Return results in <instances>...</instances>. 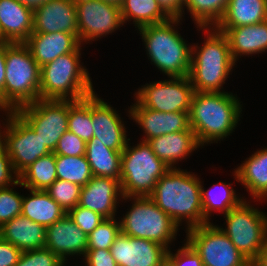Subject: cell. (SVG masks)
I'll use <instances>...</instances> for the list:
<instances>
[{"label":"cell","mask_w":267,"mask_h":266,"mask_svg":"<svg viewBox=\"0 0 267 266\" xmlns=\"http://www.w3.org/2000/svg\"><path fill=\"white\" fill-rule=\"evenodd\" d=\"M231 92H194L189 112L190 128L203 148L230 136L240 121L242 104Z\"/></svg>","instance_id":"cell-2"},{"label":"cell","mask_w":267,"mask_h":266,"mask_svg":"<svg viewBox=\"0 0 267 266\" xmlns=\"http://www.w3.org/2000/svg\"><path fill=\"white\" fill-rule=\"evenodd\" d=\"M176 224L186 230L208 223L203 217L201 180L193 172L170 168L148 196ZM184 220V221H183Z\"/></svg>","instance_id":"cell-1"},{"label":"cell","mask_w":267,"mask_h":266,"mask_svg":"<svg viewBox=\"0 0 267 266\" xmlns=\"http://www.w3.org/2000/svg\"><path fill=\"white\" fill-rule=\"evenodd\" d=\"M147 142L154 154L169 168H176L179 161L187 159L201 146L192 130L169 133Z\"/></svg>","instance_id":"cell-24"},{"label":"cell","mask_w":267,"mask_h":266,"mask_svg":"<svg viewBox=\"0 0 267 266\" xmlns=\"http://www.w3.org/2000/svg\"><path fill=\"white\" fill-rule=\"evenodd\" d=\"M166 260L172 266H203L200 255L187 241L174 254L168 249Z\"/></svg>","instance_id":"cell-42"},{"label":"cell","mask_w":267,"mask_h":266,"mask_svg":"<svg viewBox=\"0 0 267 266\" xmlns=\"http://www.w3.org/2000/svg\"><path fill=\"white\" fill-rule=\"evenodd\" d=\"M6 68V42H0V106L4 109V82Z\"/></svg>","instance_id":"cell-47"},{"label":"cell","mask_w":267,"mask_h":266,"mask_svg":"<svg viewBox=\"0 0 267 266\" xmlns=\"http://www.w3.org/2000/svg\"><path fill=\"white\" fill-rule=\"evenodd\" d=\"M17 1L34 11L50 0H17Z\"/></svg>","instance_id":"cell-49"},{"label":"cell","mask_w":267,"mask_h":266,"mask_svg":"<svg viewBox=\"0 0 267 266\" xmlns=\"http://www.w3.org/2000/svg\"><path fill=\"white\" fill-rule=\"evenodd\" d=\"M102 2H106V3H110V4H114L118 7H120V5L122 4L123 0H100Z\"/></svg>","instance_id":"cell-50"},{"label":"cell","mask_w":267,"mask_h":266,"mask_svg":"<svg viewBox=\"0 0 267 266\" xmlns=\"http://www.w3.org/2000/svg\"><path fill=\"white\" fill-rule=\"evenodd\" d=\"M194 89L189 76L147 83L134 94L145 108L161 112L190 111Z\"/></svg>","instance_id":"cell-13"},{"label":"cell","mask_w":267,"mask_h":266,"mask_svg":"<svg viewBox=\"0 0 267 266\" xmlns=\"http://www.w3.org/2000/svg\"><path fill=\"white\" fill-rule=\"evenodd\" d=\"M57 179L85 186L93 177L90 164L85 155L63 156L56 155Z\"/></svg>","instance_id":"cell-34"},{"label":"cell","mask_w":267,"mask_h":266,"mask_svg":"<svg viewBox=\"0 0 267 266\" xmlns=\"http://www.w3.org/2000/svg\"><path fill=\"white\" fill-rule=\"evenodd\" d=\"M82 186L56 179L45 191L66 213L79 204Z\"/></svg>","instance_id":"cell-36"},{"label":"cell","mask_w":267,"mask_h":266,"mask_svg":"<svg viewBox=\"0 0 267 266\" xmlns=\"http://www.w3.org/2000/svg\"><path fill=\"white\" fill-rule=\"evenodd\" d=\"M180 20L170 18L165 22L137 29L145 45L148 60L168 78L189 76L191 68L192 45L187 44L177 30Z\"/></svg>","instance_id":"cell-4"},{"label":"cell","mask_w":267,"mask_h":266,"mask_svg":"<svg viewBox=\"0 0 267 266\" xmlns=\"http://www.w3.org/2000/svg\"><path fill=\"white\" fill-rule=\"evenodd\" d=\"M185 238L200 255L203 266H251L219 225L210 222L190 228Z\"/></svg>","instance_id":"cell-10"},{"label":"cell","mask_w":267,"mask_h":266,"mask_svg":"<svg viewBox=\"0 0 267 266\" xmlns=\"http://www.w3.org/2000/svg\"><path fill=\"white\" fill-rule=\"evenodd\" d=\"M15 112L54 152L60 137L68 130L69 100H43L23 105Z\"/></svg>","instance_id":"cell-12"},{"label":"cell","mask_w":267,"mask_h":266,"mask_svg":"<svg viewBox=\"0 0 267 266\" xmlns=\"http://www.w3.org/2000/svg\"><path fill=\"white\" fill-rule=\"evenodd\" d=\"M121 199L123 195L119 180L93 176L85 186H82L78 205L105 218H114Z\"/></svg>","instance_id":"cell-19"},{"label":"cell","mask_w":267,"mask_h":266,"mask_svg":"<svg viewBox=\"0 0 267 266\" xmlns=\"http://www.w3.org/2000/svg\"><path fill=\"white\" fill-rule=\"evenodd\" d=\"M120 12L124 24L133 20L135 28L138 29L162 23L171 18L157 0H123Z\"/></svg>","instance_id":"cell-31"},{"label":"cell","mask_w":267,"mask_h":266,"mask_svg":"<svg viewBox=\"0 0 267 266\" xmlns=\"http://www.w3.org/2000/svg\"><path fill=\"white\" fill-rule=\"evenodd\" d=\"M122 151L104 146L101 142H86L88 163L93 176L108 177L120 181Z\"/></svg>","instance_id":"cell-29"},{"label":"cell","mask_w":267,"mask_h":266,"mask_svg":"<svg viewBox=\"0 0 267 266\" xmlns=\"http://www.w3.org/2000/svg\"><path fill=\"white\" fill-rule=\"evenodd\" d=\"M0 237L22 252L41 249L45 247L46 227L21 214L0 227Z\"/></svg>","instance_id":"cell-26"},{"label":"cell","mask_w":267,"mask_h":266,"mask_svg":"<svg viewBox=\"0 0 267 266\" xmlns=\"http://www.w3.org/2000/svg\"><path fill=\"white\" fill-rule=\"evenodd\" d=\"M121 155L120 185L123 197L149 196L158 180L170 169L152 151L148 142L130 146Z\"/></svg>","instance_id":"cell-7"},{"label":"cell","mask_w":267,"mask_h":266,"mask_svg":"<svg viewBox=\"0 0 267 266\" xmlns=\"http://www.w3.org/2000/svg\"><path fill=\"white\" fill-rule=\"evenodd\" d=\"M90 110L94 135L88 142H101L113 150L123 151L129 138L124 121L117 110L98 97L97 93L90 95Z\"/></svg>","instance_id":"cell-15"},{"label":"cell","mask_w":267,"mask_h":266,"mask_svg":"<svg viewBox=\"0 0 267 266\" xmlns=\"http://www.w3.org/2000/svg\"><path fill=\"white\" fill-rule=\"evenodd\" d=\"M206 39L191 48L189 78L194 92H226L223 85L237 65L232 59L226 36L215 27L199 28ZM198 44V45H197Z\"/></svg>","instance_id":"cell-3"},{"label":"cell","mask_w":267,"mask_h":266,"mask_svg":"<svg viewBox=\"0 0 267 266\" xmlns=\"http://www.w3.org/2000/svg\"><path fill=\"white\" fill-rule=\"evenodd\" d=\"M81 46L41 67L40 99L77 101L95 93L92 78L80 60Z\"/></svg>","instance_id":"cell-5"},{"label":"cell","mask_w":267,"mask_h":266,"mask_svg":"<svg viewBox=\"0 0 267 266\" xmlns=\"http://www.w3.org/2000/svg\"><path fill=\"white\" fill-rule=\"evenodd\" d=\"M160 266H172L167 260H165Z\"/></svg>","instance_id":"cell-52"},{"label":"cell","mask_w":267,"mask_h":266,"mask_svg":"<svg viewBox=\"0 0 267 266\" xmlns=\"http://www.w3.org/2000/svg\"><path fill=\"white\" fill-rule=\"evenodd\" d=\"M55 155L83 156L86 153V142L70 131H66L59 139L53 152Z\"/></svg>","instance_id":"cell-41"},{"label":"cell","mask_w":267,"mask_h":266,"mask_svg":"<svg viewBox=\"0 0 267 266\" xmlns=\"http://www.w3.org/2000/svg\"><path fill=\"white\" fill-rule=\"evenodd\" d=\"M267 213L243 200L224 215L226 227L219 226L239 252L252 263L267 241Z\"/></svg>","instance_id":"cell-9"},{"label":"cell","mask_w":267,"mask_h":266,"mask_svg":"<svg viewBox=\"0 0 267 266\" xmlns=\"http://www.w3.org/2000/svg\"><path fill=\"white\" fill-rule=\"evenodd\" d=\"M251 266H267V241L259 251L256 259L251 263Z\"/></svg>","instance_id":"cell-48"},{"label":"cell","mask_w":267,"mask_h":266,"mask_svg":"<svg viewBox=\"0 0 267 266\" xmlns=\"http://www.w3.org/2000/svg\"><path fill=\"white\" fill-rule=\"evenodd\" d=\"M132 205L120 221L121 233L135 238L148 239L170 249L180 227L148 196L123 197Z\"/></svg>","instance_id":"cell-8"},{"label":"cell","mask_w":267,"mask_h":266,"mask_svg":"<svg viewBox=\"0 0 267 266\" xmlns=\"http://www.w3.org/2000/svg\"><path fill=\"white\" fill-rule=\"evenodd\" d=\"M0 42H3V33H2L1 25H0Z\"/></svg>","instance_id":"cell-53"},{"label":"cell","mask_w":267,"mask_h":266,"mask_svg":"<svg viewBox=\"0 0 267 266\" xmlns=\"http://www.w3.org/2000/svg\"><path fill=\"white\" fill-rule=\"evenodd\" d=\"M75 4L81 45L99 40L124 26L120 7L114 4L100 0H75Z\"/></svg>","instance_id":"cell-14"},{"label":"cell","mask_w":267,"mask_h":266,"mask_svg":"<svg viewBox=\"0 0 267 266\" xmlns=\"http://www.w3.org/2000/svg\"><path fill=\"white\" fill-rule=\"evenodd\" d=\"M83 261L85 266H118L110 249H87Z\"/></svg>","instance_id":"cell-44"},{"label":"cell","mask_w":267,"mask_h":266,"mask_svg":"<svg viewBox=\"0 0 267 266\" xmlns=\"http://www.w3.org/2000/svg\"><path fill=\"white\" fill-rule=\"evenodd\" d=\"M88 236L66 214L46 228L45 248L57 254L64 262L69 256H85Z\"/></svg>","instance_id":"cell-20"},{"label":"cell","mask_w":267,"mask_h":266,"mask_svg":"<svg viewBox=\"0 0 267 266\" xmlns=\"http://www.w3.org/2000/svg\"><path fill=\"white\" fill-rule=\"evenodd\" d=\"M5 113L2 147L10 156L14 171L19 175L38 158L48 155L51 151L15 111Z\"/></svg>","instance_id":"cell-11"},{"label":"cell","mask_w":267,"mask_h":266,"mask_svg":"<svg viewBox=\"0 0 267 266\" xmlns=\"http://www.w3.org/2000/svg\"><path fill=\"white\" fill-rule=\"evenodd\" d=\"M13 189L0 188V227L22 213L23 195Z\"/></svg>","instance_id":"cell-38"},{"label":"cell","mask_w":267,"mask_h":266,"mask_svg":"<svg viewBox=\"0 0 267 266\" xmlns=\"http://www.w3.org/2000/svg\"><path fill=\"white\" fill-rule=\"evenodd\" d=\"M24 43L40 67L61 55L74 52L81 45L78 34L67 32L32 33Z\"/></svg>","instance_id":"cell-21"},{"label":"cell","mask_w":267,"mask_h":266,"mask_svg":"<svg viewBox=\"0 0 267 266\" xmlns=\"http://www.w3.org/2000/svg\"><path fill=\"white\" fill-rule=\"evenodd\" d=\"M27 190L30 194L23 195L21 214L31 221L47 228L67 214L45 190Z\"/></svg>","instance_id":"cell-27"},{"label":"cell","mask_w":267,"mask_h":266,"mask_svg":"<svg viewBox=\"0 0 267 266\" xmlns=\"http://www.w3.org/2000/svg\"><path fill=\"white\" fill-rule=\"evenodd\" d=\"M56 179V155L53 152L38 158L19 174L21 187L32 190H46Z\"/></svg>","instance_id":"cell-32"},{"label":"cell","mask_w":267,"mask_h":266,"mask_svg":"<svg viewBox=\"0 0 267 266\" xmlns=\"http://www.w3.org/2000/svg\"><path fill=\"white\" fill-rule=\"evenodd\" d=\"M33 10L17 0H0L3 42L24 43L33 31Z\"/></svg>","instance_id":"cell-23"},{"label":"cell","mask_w":267,"mask_h":266,"mask_svg":"<svg viewBox=\"0 0 267 266\" xmlns=\"http://www.w3.org/2000/svg\"><path fill=\"white\" fill-rule=\"evenodd\" d=\"M228 3L229 0H185L180 19L182 21L186 9L196 28L216 27L224 16Z\"/></svg>","instance_id":"cell-33"},{"label":"cell","mask_w":267,"mask_h":266,"mask_svg":"<svg viewBox=\"0 0 267 266\" xmlns=\"http://www.w3.org/2000/svg\"><path fill=\"white\" fill-rule=\"evenodd\" d=\"M232 183L217 182L205 190L201 182V201L203 207V217L210 223L211 214L213 211L222 212L223 215L227 214L232 208L237 207L244 199L238 196L236 190L231 186Z\"/></svg>","instance_id":"cell-30"},{"label":"cell","mask_w":267,"mask_h":266,"mask_svg":"<svg viewBox=\"0 0 267 266\" xmlns=\"http://www.w3.org/2000/svg\"><path fill=\"white\" fill-rule=\"evenodd\" d=\"M110 252L118 266H160L166 260L167 249L148 239L120 232Z\"/></svg>","instance_id":"cell-17"},{"label":"cell","mask_w":267,"mask_h":266,"mask_svg":"<svg viewBox=\"0 0 267 266\" xmlns=\"http://www.w3.org/2000/svg\"><path fill=\"white\" fill-rule=\"evenodd\" d=\"M21 254V250L0 237V266H15Z\"/></svg>","instance_id":"cell-45"},{"label":"cell","mask_w":267,"mask_h":266,"mask_svg":"<svg viewBox=\"0 0 267 266\" xmlns=\"http://www.w3.org/2000/svg\"><path fill=\"white\" fill-rule=\"evenodd\" d=\"M63 260L47 248L23 251L15 266H62Z\"/></svg>","instance_id":"cell-39"},{"label":"cell","mask_w":267,"mask_h":266,"mask_svg":"<svg viewBox=\"0 0 267 266\" xmlns=\"http://www.w3.org/2000/svg\"><path fill=\"white\" fill-rule=\"evenodd\" d=\"M32 33L78 34L75 0H50L33 11Z\"/></svg>","instance_id":"cell-18"},{"label":"cell","mask_w":267,"mask_h":266,"mask_svg":"<svg viewBox=\"0 0 267 266\" xmlns=\"http://www.w3.org/2000/svg\"><path fill=\"white\" fill-rule=\"evenodd\" d=\"M41 67L25 43L6 42L4 112L40 99Z\"/></svg>","instance_id":"cell-6"},{"label":"cell","mask_w":267,"mask_h":266,"mask_svg":"<svg viewBox=\"0 0 267 266\" xmlns=\"http://www.w3.org/2000/svg\"><path fill=\"white\" fill-rule=\"evenodd\" d=\"M157 2L171 18L182 16L185 0H157Z\"/></svg>","instance_id":"cell-46"},{"label":"cell","mask_w":267,"mask_h":266,"mask_svg":"<svg viewBox=\"0 0 267 266\" xmlns=\"http://www.w3.org/2000/svg\"><path fill=\"white\" fill-rule=\"evenodd\" d=\"M232 173L254 200L267 201V148L255 151Z\"/></svg>","instance_id":"cell-25"},{"label":"cell","mask_w":267,"mask_h":266,"mask_svg":"<svg viewBox=\"0 0 267 266\" xmlns=\"http://www.w3.org/2000/svg\"><path fill=\"white\" fill-rule=\"evenodd\" d=\"M68 131L74 133L85 142L93 138L90 95L77 101L69 100Z\"/></svg>","instance_id":"cell-35"},{"label":"cell","mask_w":267,"mask_h":266,"mask_svg":"<svg viewBox=\"0 0 267 266\" xmlns=\"http://www.w3.org/2000/svg\"><path fill=\"white\" fill-rule=\"evenodd\" d=\"M21 186L19 175L14 171L10 156L0 147V188Z\"/></svg>","instance_id":"cell-43"},{"label":"cell","mask_w":267,"mask_h":266,"mask_svg":"<svg viewBox=\"0 0 267 266\" xmlns=\"http://www.w3.org/2000/svg\"><path fill=\"white\" fill-rule=\"evenodd\" d=\"M2 126H1V123H0V147L2 146V128H1Z\"/></svg>","instance_id":"cell-51"},{"label":"cell","mask_w":267,"mask_h":266,"mask_svg":"<svg viewBox=\"0 0 267 266\" xmlns=\"http://www.w3.org/2000/svg\"><path fill=\"white\" fill-rule=\"evenodd\" d=\"M267 20V0H229L224 16L215 28H235Z\"/></svg>","instance_id":"cell-28"},{"label":"cell","mask_w":267,"mask_h":266,"mask_svg":"<svg viewBox=\"0 0 267 266\" xmlns=\"http://www.w3.org/2000/svg\"><path fill=\"white\" fill-rule=\"evenodd\" d=\"M128 116L136 122L144 132L142 141L173 132L192 130L190 128V111L161 112L143 107L136 99L130 106Z\"/></svg>","instance_id":"cell-16"},{"label":"cell","mask_w":267,"mask_h":266,"mask_svg":"<svg viewBox=\"0 0 267 266\" xmlns=\"http://www.w3.org/2000/svg\"><path fill=\"white\" fill-rule=\"evenodd\" d=\"M73 222L88 236L105 217L82 206H75L68 213Z\"/></svg>","instance_id":"cell-40"},{"label":"cell","mask_w":267,"mask_h":266,"mask_svg":"<svg viewBox=\"0 0 267 266\" xmlns=\"http://www.w3.org/2000/svg\"><path fill=\"white\" fill-rule=\"evenodd\" d=\"M216 29L226 36L235 63L244 55L249 57L267 51V20L248 26Z\"/></svg>","instance_id":"cell-22"},{"label":"cell","mask_w":267,"mask_h":266,"mask_svg":"<svg viewBox=\"0 0 267 266\" xmlns=\"http://www.w3.org/2000/svg\"><path fill=\"white\" fill-rule=\"evenodd\" d=\"M120 221L105 218L87 238V249H110L116 237L120 234Z\"/></svg>","instance_id":"cell-37"}]
</instances>
